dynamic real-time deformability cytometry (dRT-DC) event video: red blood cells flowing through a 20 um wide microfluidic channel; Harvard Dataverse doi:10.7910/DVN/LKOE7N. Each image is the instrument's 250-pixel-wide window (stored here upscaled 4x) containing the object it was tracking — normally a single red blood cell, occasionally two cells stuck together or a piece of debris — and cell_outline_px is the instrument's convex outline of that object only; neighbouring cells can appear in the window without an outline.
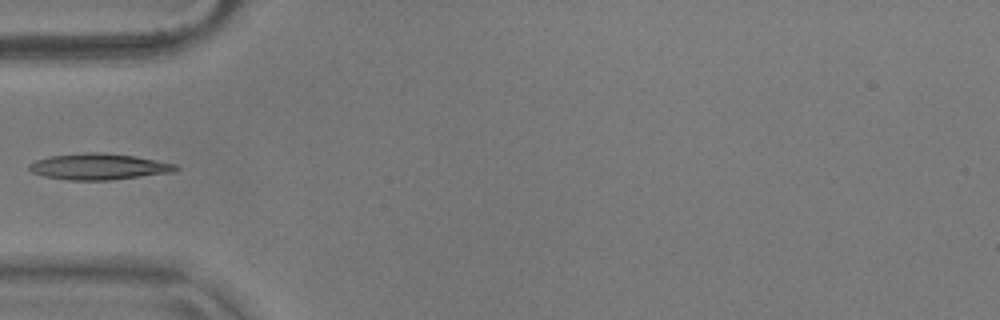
{"species": "common noctule bat (a hibernating species)", "species_latin": "Nyctalus noctula", "temperature_condition": "warm", "stored_images_in_passage": 38, "camera_frame_rate_fps": 3000, "um_per_image_px": 0.085, "animal": {"sex": "male", "body_mass_g": 17.9}, "frame": {"image": 1, "passage_image": 1, "time_ms": 0.0, "image_size_px": [1000, 320], "cell_outline_px": [[180, 168], [176, 172], [112, 180], [68, 180], [44, 176], [32, 172], [28, 168], [28, 164], [36, 160], [48, 156], [84, 152], [100, 152], [136, 156], [176, 164]], "centroid_in_image_um": [8.42, 14.16], "position_along_channel_um": 76.6, "area_um2": 22.6}}
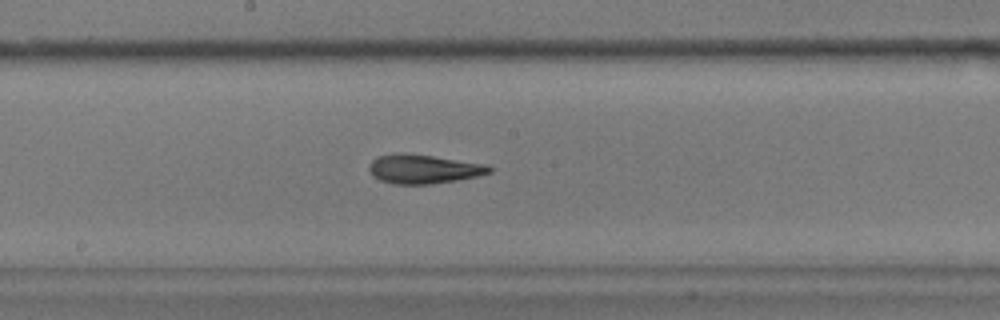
{"frame": {"image": 2, "passage_image": 12, "time_ms": 3.667, "image_size_px": [1000, 320], "cell_outline_px": [[492, 172], [476, 176], [456, 180], [428, 184], [396, 184], [380, 180], [372, 176], [368, 168], [368, 164], [376, 156], [396, 152], [404, 152], [488, 164], [492, 168]], "centroid_in_image_um": [35.95, 14.35], "position_along_channel_um": 212.2, "area_um2": 20.52}}
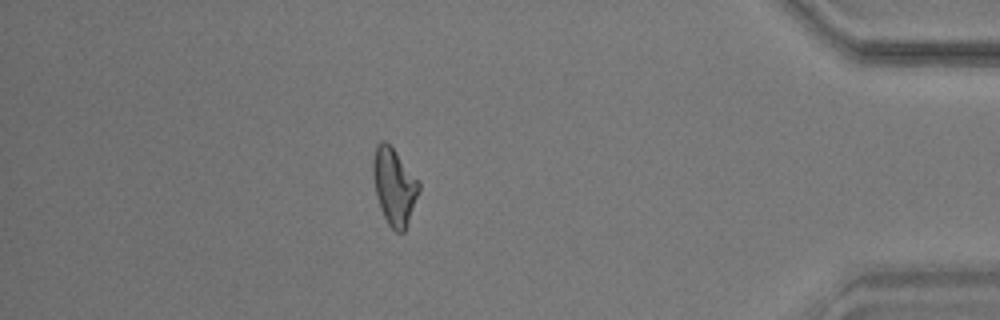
{"frame": {"image": 3, "passage_image": 31, "time_ms": 10.0, "image_size_px": [1000, 320], "cell_outline_px": [[420, 188], [408, 224], [404, 232], [396, 232], [388, 224], [380, 208], [376, 196], [372, 172], [372, 160], [376, 144], [380, 140], [384, 140], [392, 148], [420, 180]], "centroid_in_image_um": [33.5, 15.84], "position_along_channel_um": 401.7, "area_um2": 20.63}}